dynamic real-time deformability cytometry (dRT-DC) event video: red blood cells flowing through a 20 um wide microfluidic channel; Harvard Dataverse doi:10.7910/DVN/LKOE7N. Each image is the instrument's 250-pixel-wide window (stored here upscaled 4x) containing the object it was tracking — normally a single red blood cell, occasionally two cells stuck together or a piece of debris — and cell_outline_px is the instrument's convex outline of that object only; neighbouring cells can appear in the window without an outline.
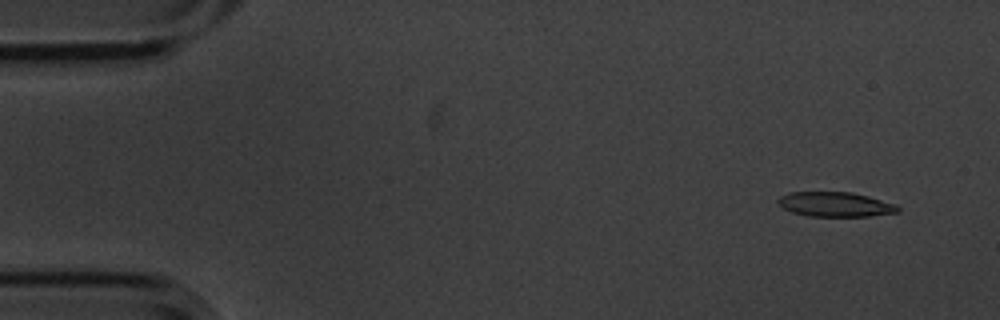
{"species": "common noctule bat (a hibernating species)", "species_latin": "Nyctalus noctula", "temperature_condition": "cold", "stored_images_in_passage": 10, "camera_frame_rate_fps": 3000, "um_per_image_px": 0.085, "animal": {"sex": "male", "body_mass_g": 20.1, "forearm_length_mm": 53.5}, "frame": {"image": 1, "passage_image": 1, "time_ms": 0.0, "image_size_px": [1000, 320], "cell_outline_px": [[900, 212], [868, 216], [808, 216], [792, 212], [784, 208], [776, 200], [780, 196], [788, 192], [852, 192], [868, 196], [896, 204], [900, 208]], "centroid_in_image_um": [71.01, 17.37], "position_along_channel_um": 14.0, "area_um2": 17.22}}
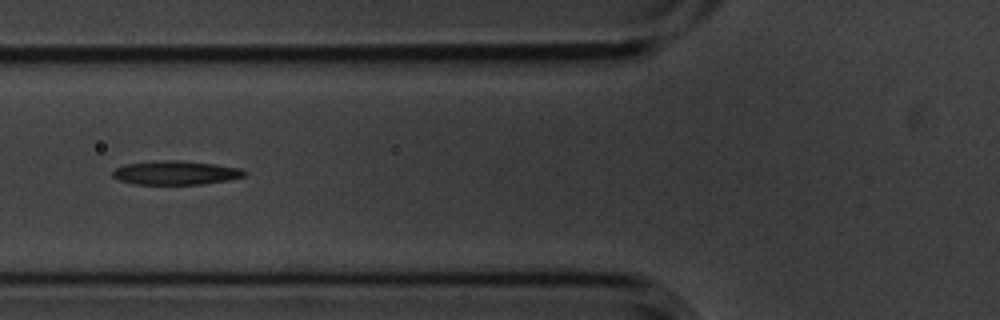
{"frame": {"image": 2, "passage_image": 6, "time_ms": 1.667, "image_size_px": [1000, 320], "cell_outline_px": [[248, 172], [244, 176], [228, 180], [200, 184], [132, 184], [116, 180], [112, 176], [112, 172], [116, 168], [124, 164], [152, 160], [176, 160], [216, 164], [240, 168]], "centroid_in_image_um": [14.88, 14.68], "position_along_channel_um": 110.9, "area_um2": 18.55}}
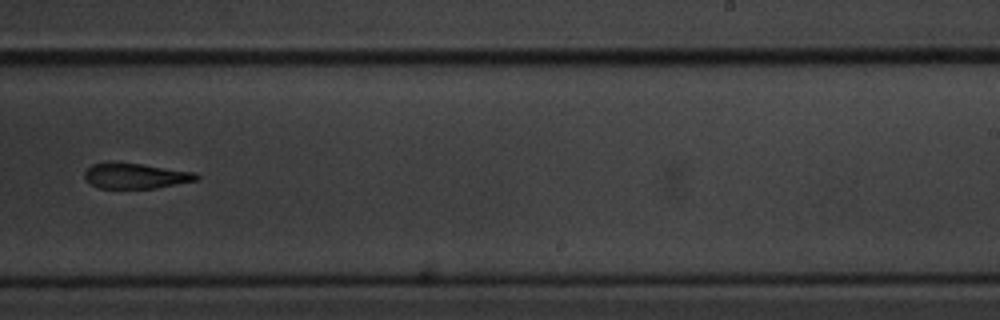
{"frame": {"image": 3, "passage_image": 10, "time_ms": 3.0, "image_size_px": [1000, 320], "cell_outline_px": [[200, 180], [156, 188], [100, 188], [84, 180], [84, 172], [92, 164], [112, 160], [196, 172], [200, 176]], "centroid_in_image_um": [11.52, 14.93], "position_along_channel_um": 277.5, "area_um2": 16.94}}